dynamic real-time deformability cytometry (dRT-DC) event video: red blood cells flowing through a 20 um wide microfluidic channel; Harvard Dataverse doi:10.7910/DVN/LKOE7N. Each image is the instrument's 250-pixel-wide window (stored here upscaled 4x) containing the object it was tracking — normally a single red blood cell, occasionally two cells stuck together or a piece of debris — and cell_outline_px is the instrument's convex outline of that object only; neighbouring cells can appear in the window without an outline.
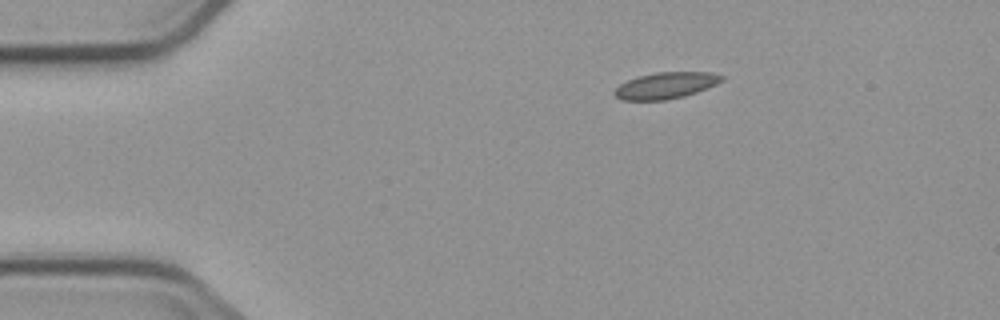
{"species": "common noctule bat (a hibernating species)", "species_latin": "Nyctalus noctula", "temperature_condition": "cold", "stored_images_in_passage": 2, "camera_frame_rate_fps": 3000, "um_per_image_px": 0.085, "animal": {"sex": "male", "body_mass_g": 23.1, "forearm_length_mm": 52.7}, "frame": {"image": 1, "passage_image": 1, "time_ms": 0.0, "image_size_px": [1000, 320], "cell_outline_px": [[724, 80], [716, 84], [696, 92], [684, 96], [668, 100], [620, 100], [612, 92], [620, 84], [636, 76], [656, 72], [712, 72], [724, 76]], "centroid_in_image_um": [56.58, 7.26], "position_along_channel_um": 28.4, "area_um2": 16.59}}